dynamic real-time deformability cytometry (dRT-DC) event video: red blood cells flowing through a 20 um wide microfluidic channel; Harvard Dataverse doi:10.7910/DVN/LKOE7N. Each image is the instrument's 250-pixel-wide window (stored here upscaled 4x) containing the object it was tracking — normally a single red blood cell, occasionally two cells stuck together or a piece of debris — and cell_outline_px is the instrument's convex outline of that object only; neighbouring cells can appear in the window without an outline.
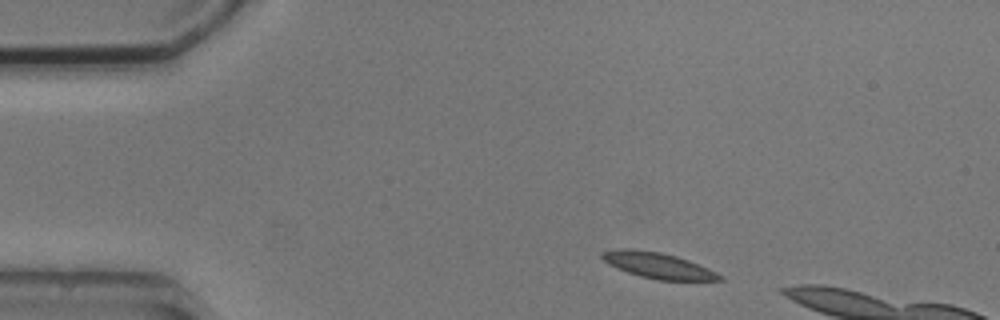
{"species": "common noctule bat (a hibernating species)", "species_latin": "Nyctalus noctula", "temperature_condition": "cold", "stored_images_in_passage": 3, "camera_frame_rate_fps": 3000, "um_per_image_px": 0.085, "animal": {"sex": "male", "body_mass_g": 20.5, "forearm_length_mm": 52.5}, "frame": {"image": 1, "passage_image": 1, "time_ms": 0.0, "image_size_px": [1000, 320], "cell_outline_px": [[724, 280], [656, 280], [640, 276], [616, 268], [608, 264], [600, 256], [600, 252], [620, 248], [632, 248], [660, 252], [676, 256], [688, 260], [708, 268], [724, 276]], "centroid_in_image_um": [55.9, 22.55], "position_along_channel_um": 29.1, "area_um2": 17.74}}